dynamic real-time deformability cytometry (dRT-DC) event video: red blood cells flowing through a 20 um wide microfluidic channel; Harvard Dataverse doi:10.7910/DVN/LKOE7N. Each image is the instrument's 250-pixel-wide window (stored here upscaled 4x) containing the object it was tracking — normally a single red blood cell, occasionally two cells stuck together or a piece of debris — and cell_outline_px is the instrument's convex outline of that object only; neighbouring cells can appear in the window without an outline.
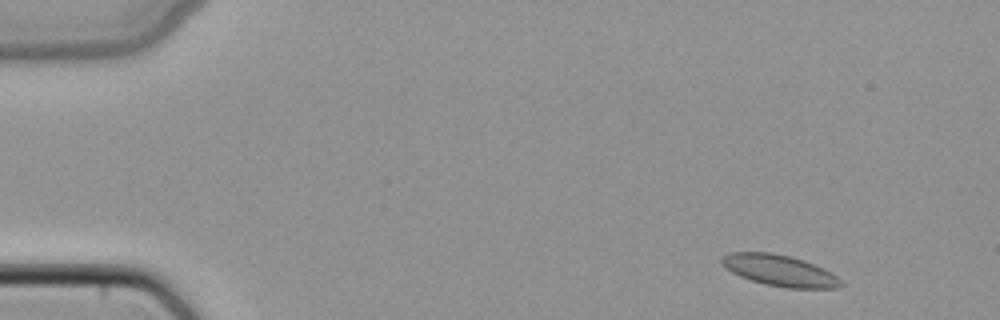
{"species": "common noctule bat (a hibernating species)", "species_latin": "Nyctalus noctula", "temperature_condition": "cold", "stored_images_in_passage": 47, "camera_frame_rate_fps": 3000, "um_per_image_px": 0.085, "animal": {"sex": "female", "body_mass_g": 22.7, "forearm_length_mm": 54.2}, "frame": {"image": 1, "passage_image": 3, "time_ms": 0.667, "image_size_px": [1000, 320], "cell_outline_px": [[844, 284], [840, 288], [784, 288], [764, 284], [740, 276], [724, 268], [720, 264], [720, 260], [728, 252], [772, 252], [804, 260], [824, 268], [836, 276]], "centroid_in_image_um": [66.25, 22.99], "position_along_channel_um": 18.7, "area_um2": 21.79}}
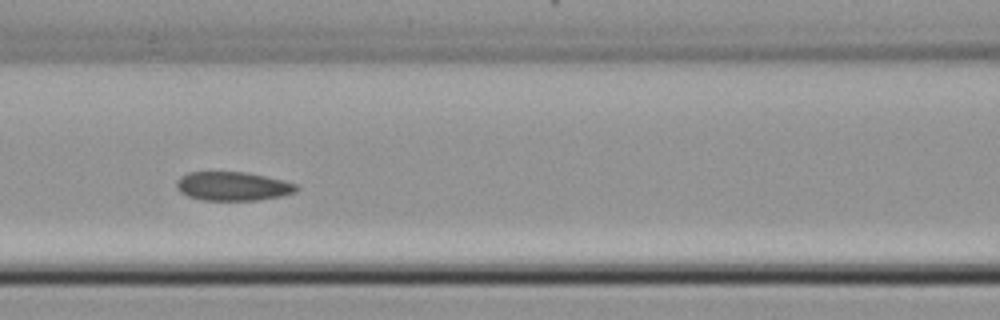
{"frame": {"image": 2, "passage_image": 20, "time_ms": 6.333, "image_size_px": [1000, 320], "cell_outline_px": [[296, 192], [280, 196], [256, 200], [200, 200], [188, 196], [180, 192], [176, 188], [176, 180], [180, 176], [188, 172], [248, 172], [296, 184]], "centroid_in_image_um": [19.71, 15.83], "position_along_channel_um": 146.9, "area_um2": 20.06}}
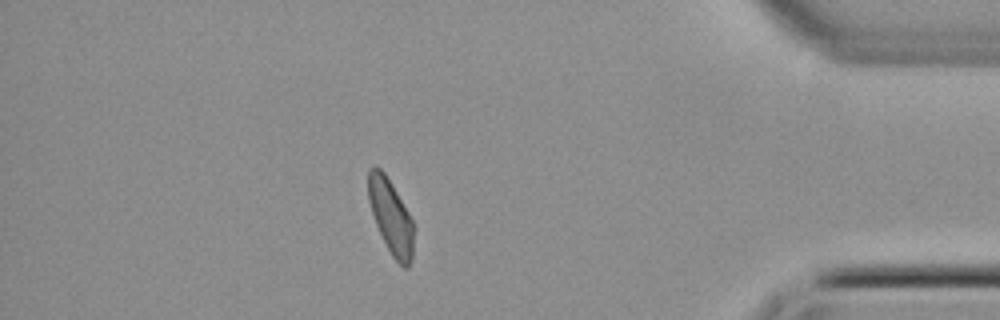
{"frame": {"image": 3, "passage_image": 41, "time_ms": 13.333, "image_size_px": [1000, 320], "cell_outline_px": [[412, 260], [408, 268], [404, 268], [392, 256], [376, 224], [368, 200], [368, 168], [372, 164], [376, 164], [384, 172], [408, 212], [412, 220]], "centroid_in_image_um": [33.19, 18.37], "position_along_channel_um": 402.0, "area_um2": 19.31}}